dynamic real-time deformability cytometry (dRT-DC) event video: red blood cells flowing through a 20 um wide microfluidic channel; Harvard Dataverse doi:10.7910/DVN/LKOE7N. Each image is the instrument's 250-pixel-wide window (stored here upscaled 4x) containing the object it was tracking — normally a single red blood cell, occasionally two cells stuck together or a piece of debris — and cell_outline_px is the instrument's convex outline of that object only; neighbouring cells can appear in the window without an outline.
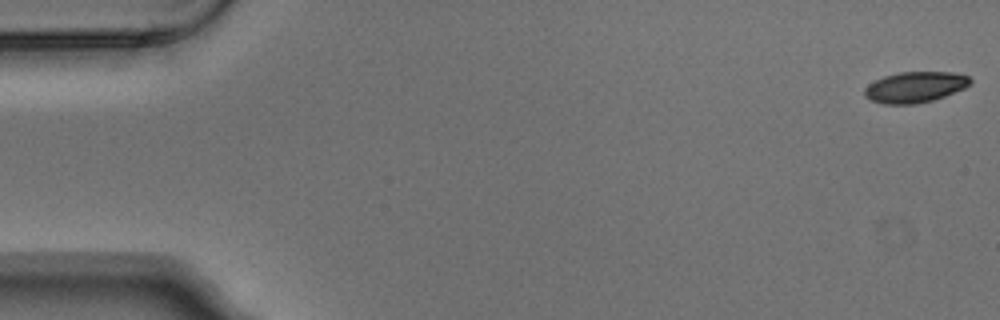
{"species": "Egyptian fruit bat (a non-hibernating species)", "species_latin": "Rousettus aegyptiacus", "temperature_condition": "warm", "stored_images_in_passage": 5, "camera_frame_rate_fps": 3000, "um_per_image_px": 0.085, "animal": {"sex": "male"}, "frame": {"image": 1, "passage_image": 1, "time_ms": 0.0, "image_size_px": [1000, 320], "cell_outline_px": [[972, 84], [964, 88], [944, 96], [932, 100], [916, 104], [884, 104], [872, 100], [864, 96], [864, 88], [868, 84], [884, 76], [900, 72], [952, 72], [968, 76], [972, 80]], "centroid_in_image_um": [77.78, 7.4], "position_along_channel_um": 7.2, "area_um2": 18.96}}